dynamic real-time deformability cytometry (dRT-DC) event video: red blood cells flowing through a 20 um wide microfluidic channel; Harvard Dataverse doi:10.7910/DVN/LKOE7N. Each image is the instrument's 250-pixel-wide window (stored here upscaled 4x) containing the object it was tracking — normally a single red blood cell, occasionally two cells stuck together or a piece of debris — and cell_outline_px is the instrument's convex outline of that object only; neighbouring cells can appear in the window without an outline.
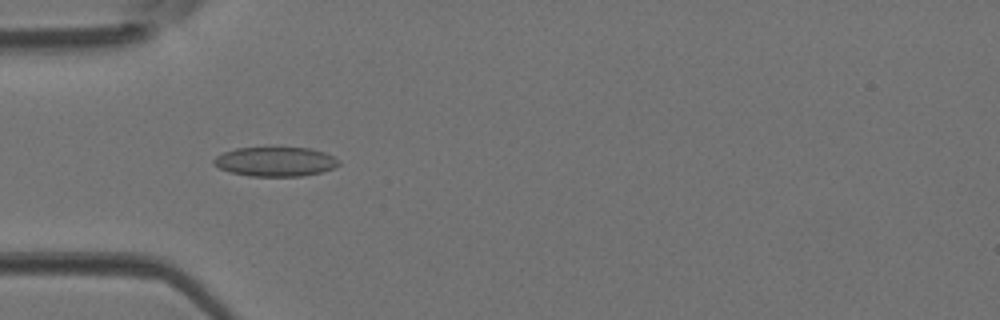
{"species": "Egyptian fruit bat (a non-hibernating species)", "species_latin": "Rousettus aegyptiacus", "temperature_condition": "room temperature", "stored_images_in_passage": 34, "camera_frame_rate_fps": 3000, "um_per_image_px": 0.085, "animal": {"sex": "female"}, "frame": {"image": 1, "passage_image": 6, "time_ms": 1.667, "image_size_px": [1000, 320], "cell_outline_px": [[340, 164], [332, 168], [320, 172], [300, 176], [248, 176], [228, 172], [212, 164], [212, 160], [216, 156], [224, 152], [236, 148], [312, 148], [324, 152], [340, 160]], "centroid_in_image_um": [23.37, 13.74], "position_along_channel_um": 61.6, "area_um2": 21.39}}
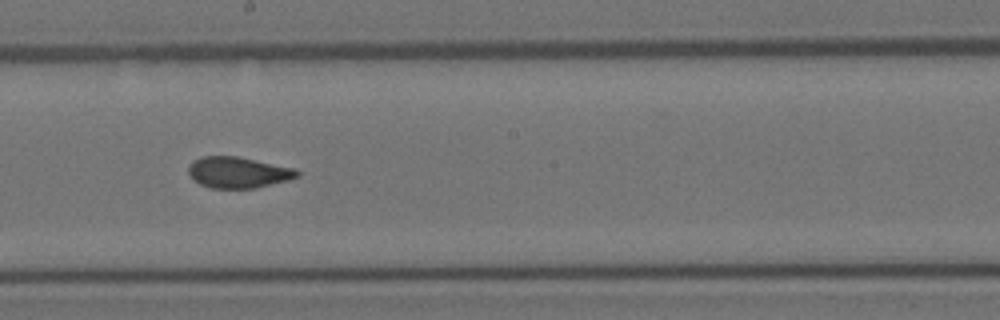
{"frame": {"image": 2, "passage_image": 17, "time_ms": 5.333, "image_size_px": [1000, 320], "cell_outline_px": [[300, 176], [288, 180], [256, 188], [212, 188], [200, 184], [188, 172], [188, 168], [200, 156], [236, 156], [296, 168], [300, 172]], "centroid_in_image_um": [20.3, 14.65], "position_along_channel_um": 227.9, "area_um2": 19.54}}
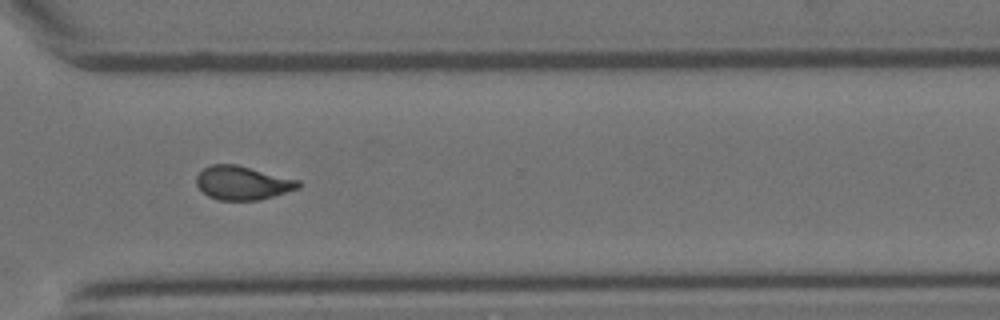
{"frame": {"image": 3, "passage_image": 25, "time_ms": 8.0, "image_size_px": [1000, 320], "cell_outline_px": [[304, 184], [300, 188], [272, 196], [256, 200], [220, 200], [208, 196], [196, 184], [196, 176], [204, 168], [212, 164], [236, 164], [300, 180]], "centroid_in_image_um": [20.64, 15.54], "position_along_channel_um": 350.0, "area_um2": 20.0}}